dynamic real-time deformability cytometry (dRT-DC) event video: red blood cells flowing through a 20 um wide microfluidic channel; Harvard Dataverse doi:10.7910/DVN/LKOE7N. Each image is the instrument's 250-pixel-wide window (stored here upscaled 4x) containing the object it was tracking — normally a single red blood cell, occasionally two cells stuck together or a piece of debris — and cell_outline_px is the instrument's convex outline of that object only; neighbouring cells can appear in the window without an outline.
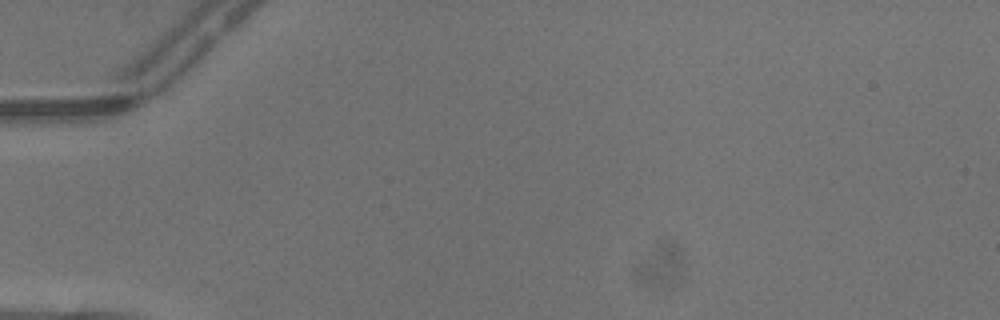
{"species": "common noctule bat (a hibernating species)", "species_latin": "Nyctalus noctula", "temperature_condition": "warm", "stored_images_in_passage": 1, "camera_frame_rate_fps": 3000, "um_per_image_px": 0.085, "animal": {"sex": "male", "body_mass_g": 13.3}, "frame": {"image": 1, "passage_image": 1, "time_ms": 0.0, "image_size_px": [1000, 320], "cell_outline_px": [[216, 68], [196, 88], [160, 116], [152, 112], [172, 72], [204, 40], [208, 40]], "centroid_in_image_um": [15.85, 6.6], "position_along_channel_um": 69.2, "area_um2": 13.87}}